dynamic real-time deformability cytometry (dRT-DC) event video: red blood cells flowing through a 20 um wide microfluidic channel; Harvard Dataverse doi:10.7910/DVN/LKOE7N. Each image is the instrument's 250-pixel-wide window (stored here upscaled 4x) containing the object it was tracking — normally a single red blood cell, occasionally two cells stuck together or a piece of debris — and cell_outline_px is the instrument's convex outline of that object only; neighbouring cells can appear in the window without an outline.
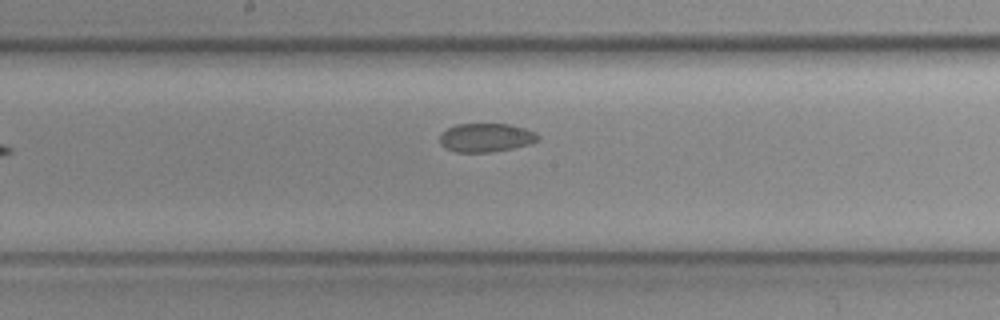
{"species": "common noctule bat (a hibernating species)", "species_latin": "Nyctalus noctula", "temperature_condition": "cold", "stored_images_in_passage": 8, "camera_frame_rate_fps": 3000, "um_per_image_px": 0.085, "animal": {"sex": "female", "body_mass_g": 19.3, "forearm_length_mm": 54.1}, "frame": {"image": 1, "passage_image": 8, "time_ms": 2.333, "image_size_px": [1000, 320], "cell_outline_px": [[540, 140], [532, 144], [512, 148], [488, 152], [456, 152], [440, 144], [440, 132], [456, 124], [508, 124], [524, 128], [536, 132], [540, 136]], "centroid_in_image_um": [41.34, 11.69], "position_along_channel_um": 206.9, "area_um2": 16.47}}